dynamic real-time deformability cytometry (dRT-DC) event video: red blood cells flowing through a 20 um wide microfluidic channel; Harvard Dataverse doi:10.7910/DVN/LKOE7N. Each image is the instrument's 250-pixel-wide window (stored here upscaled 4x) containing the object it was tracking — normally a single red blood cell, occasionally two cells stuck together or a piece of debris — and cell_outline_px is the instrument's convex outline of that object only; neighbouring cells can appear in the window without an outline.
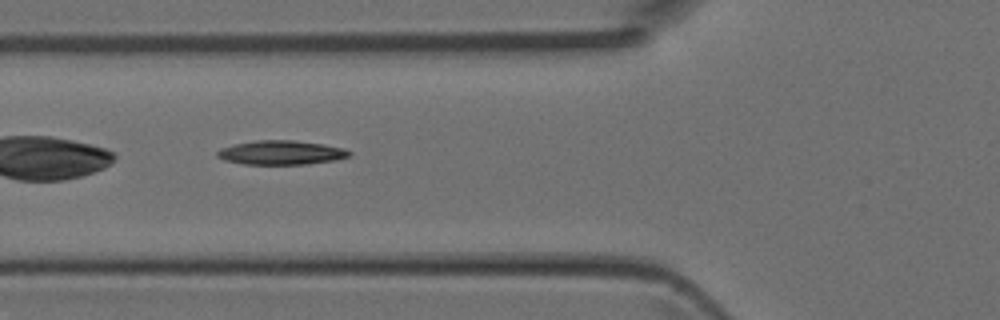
{"species": "Egyptian fruit bat (a non-hibernating species)", "species_latin": "Rousettus aegyptiacus", "temperature_condition": "room temperature", "stored_images_in_passage": 6, "camera_frame_rate_fps": 3000, "um_per_image_px": 0.085, "animal": {"sex": "female"}, "frame": {"image": 1, "passage_image": 5, "time_ms": 1.333, "image_size_px": [1000, 320], "cell_outline_px": [[352, 156], [336, 160], [308, 164], [244, 164], [224, 160], [216, 156], [216, 152], [220, 148], [236, 144], [256, 140], [292, 140], [324, 144], [344, 148], [352, 152]], "centroid_in_image_um": [23.93, 12.97], "position_along_channel_um": 101.9, "area_um2": 18.67}}
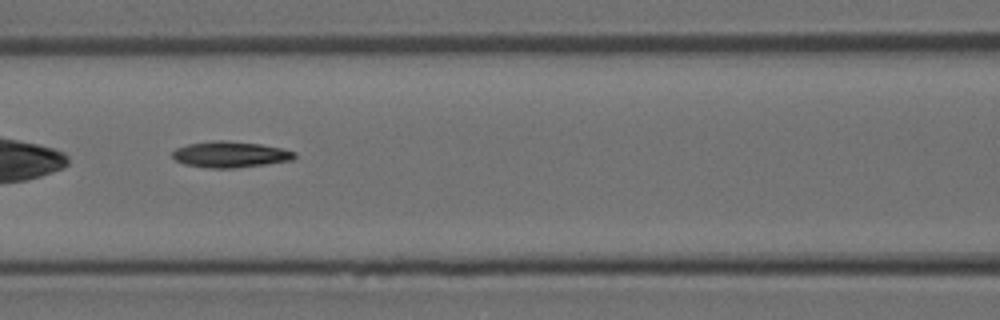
{"frame": {"image": 2, "passage_image": 6, "time_ms": 1.667, "image_size_px": [1000, 320], "cell_outline_px": [[296, 156], [292, 160], [264, 164], [232, 168], [212, 168], [184, 164], [176, 160], [172, 156], [172, 152], [176, 148], [188, 144], [216, 140], [224, 140], [260, 144], [280, 148], [296, 152]], "centroid_in_image_um": [19.56, 13.12], "position_along_channel_um": 147.0, "area_um2": 18.32}}